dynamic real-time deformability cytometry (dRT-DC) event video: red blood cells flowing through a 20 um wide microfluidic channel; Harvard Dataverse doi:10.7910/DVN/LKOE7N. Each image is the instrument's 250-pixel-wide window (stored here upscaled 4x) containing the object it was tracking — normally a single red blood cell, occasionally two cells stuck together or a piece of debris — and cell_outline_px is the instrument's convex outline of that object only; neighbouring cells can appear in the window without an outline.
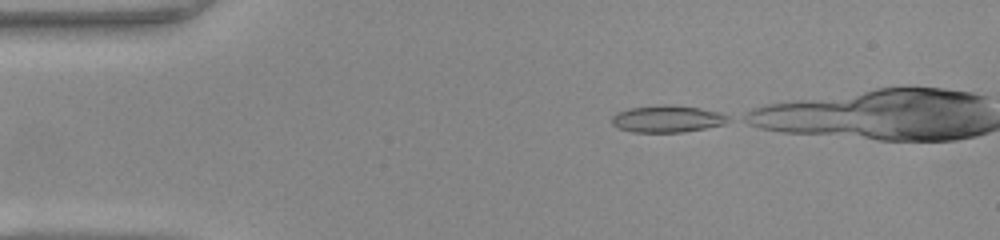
{"species": "common noctule bat (a hibernating species)", "species_latin": "Nyctalus noctula", "temperature_condition": "warm", "stored_images_in_passage": 14, "camera_frame_rate_fps": 3000, "um_per_image_px": 0.085, "animal": {"sex": "female", "body_mass_g": 22.0, "forearm_length_mm": 56.7}, "frame": {"image": 1, "passage_image": 1, "time_ms": 0.0, "image_size_px": [1000, 240], "cell_outline_px": [[732, 120], [724, 124], [684, 132], [632, 132], [616, 128], [612, 124], [612, 116], [616, 112], [628, 108], [664, 104], [668, 104], [700, 108], [720, 112], [728, 116]], "centroid_in_image_um": [56.7, 10.1], "position_along_channel_um": 28.3, "area_um2": 18.5}}
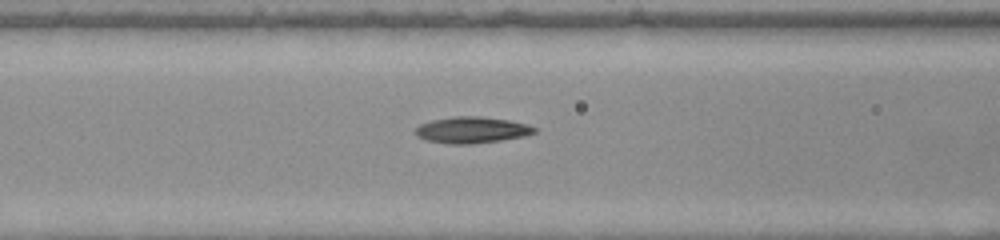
{"frame": {"image": 2, "passage_image": 12, "time_ms": 3.667, "image_size_px": [1000, 240], "cell_outline_px": [[536, 132], [524, 136], [500, 140], [472, 144], [448, 144], [428, 140], [416, 136], [416, 128], [420, 124], [432, 120], [456, 116], [480, 116], [508, 120], [528, 124], [536, 128]], "centroid_in_image_um": [40.11, 11.04], "position_along_channel_um": 126.5, "area_um2": 18.15}}